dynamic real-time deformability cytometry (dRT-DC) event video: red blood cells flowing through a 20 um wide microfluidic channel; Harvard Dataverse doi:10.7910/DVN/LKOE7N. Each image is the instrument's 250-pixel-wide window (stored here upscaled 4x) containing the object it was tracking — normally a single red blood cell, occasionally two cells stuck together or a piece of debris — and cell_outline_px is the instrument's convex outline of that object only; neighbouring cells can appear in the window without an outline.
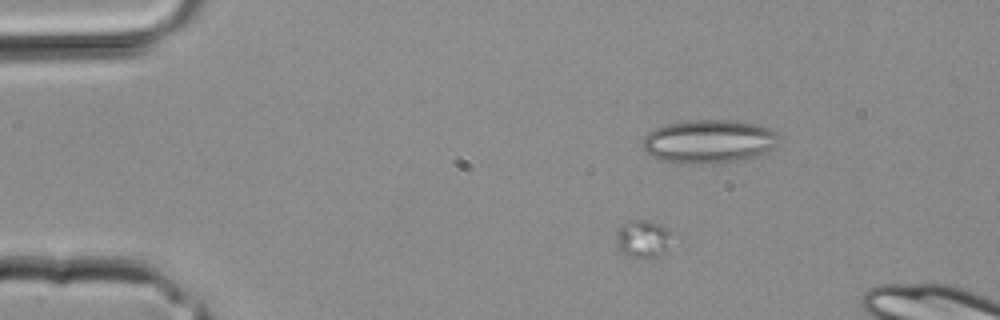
{"species": "common noctule bat (a hibernating species)", "species_latin": "Nyctalus noctula", "temperature_condition": "room temperature", "stored_images_in_passage": 6, "camera_frame_rate_fps": 3000, "um_per_image_px": 0.085, "animal": {"sex": "male", "body_mass_g": 20.4}, "frame": {"image": 1, "passage_image": 1, "time_ms": 0.0, "image_size_px": [1000, 320], "cell_outline_px": [[672, 236], [664, 248], [656, 256], [636, 260], [624, 256], [616, 248], [616, 232], [620, 224], [628, 220], [644, 220], [660, 224], [668, 228]], "centroid_in_image_um": [54.53, 20.31], "position_along_channel_um": 30.5, "area_um2": 12.48}}